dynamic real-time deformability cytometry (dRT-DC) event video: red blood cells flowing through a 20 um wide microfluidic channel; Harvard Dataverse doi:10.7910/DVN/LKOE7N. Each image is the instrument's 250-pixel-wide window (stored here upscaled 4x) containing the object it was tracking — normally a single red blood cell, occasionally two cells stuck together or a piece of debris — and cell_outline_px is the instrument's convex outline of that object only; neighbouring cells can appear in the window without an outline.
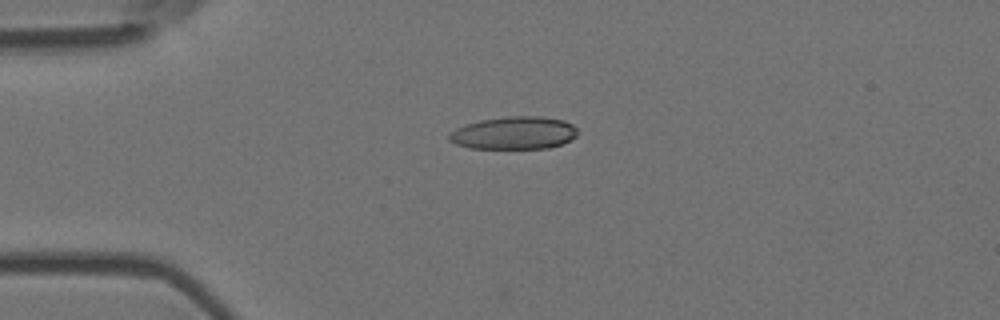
{"species": "Egyptian fruit bat (a non-hibernating species)", "species_latin": "Rousettus aegyptiacus", "temperature_condition": "room temperature", "stored_images_in_passage": 5, "camera_frame_rate_fps": 3000, "um_per_image_px": 0.085, "animal": {"sex": "female"}, "frame": {"image": 1, "passage_image": 4, "time_ms": 1.0, "image_size_px": [1000, 320], "cell_outline_px": [[576, 136], [560, 144], [548, 148], [472, 148], [456, 144], [448, 140], [448, 136], [456, 128], [480, 120], [508, 116], [540, 116], [564, 120], [572, 124], [576, 128]], "centroid_in_image_um": [43.69, 11.29], "position_along_channel_um": 41.3, "area_um2": 24.22}}